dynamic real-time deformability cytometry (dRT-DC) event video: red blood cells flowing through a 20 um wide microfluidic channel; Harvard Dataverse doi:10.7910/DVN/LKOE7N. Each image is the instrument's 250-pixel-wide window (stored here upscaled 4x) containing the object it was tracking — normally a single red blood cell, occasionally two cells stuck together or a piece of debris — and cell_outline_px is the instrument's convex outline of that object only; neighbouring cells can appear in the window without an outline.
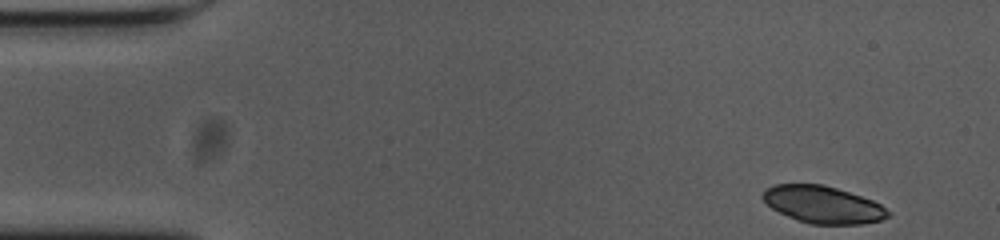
{"species": "common noctule bat (a hibernating species)", "species_latin": "Nyctalus noctula", "temperature_condition": "cold", "stored_images_in_passage": 51, "camera_frame_rate_fps": 3000, "um_per_image_px": 0.085, "animal": {"sex": "female", "body_mass_g": 23.0, "forearm_length_mm": 53.4}, "frame": {"image": 1, "passage_image": 1, "time_ms": 0.0, "image_size_px": [1000, 240], "cell_outline_px": [[892, 216], [880, 220], [860, 224], [812, 224], [788, 216], [772, 208], [760, 196], [764, 188], [776, 184], [824, 184], [872, 200], [880, 204], [892, 212]], "centroid_in_image_um": [69.96, 17.38], "position_along_channel_um": 15.0, "area_um2": 27.05}}